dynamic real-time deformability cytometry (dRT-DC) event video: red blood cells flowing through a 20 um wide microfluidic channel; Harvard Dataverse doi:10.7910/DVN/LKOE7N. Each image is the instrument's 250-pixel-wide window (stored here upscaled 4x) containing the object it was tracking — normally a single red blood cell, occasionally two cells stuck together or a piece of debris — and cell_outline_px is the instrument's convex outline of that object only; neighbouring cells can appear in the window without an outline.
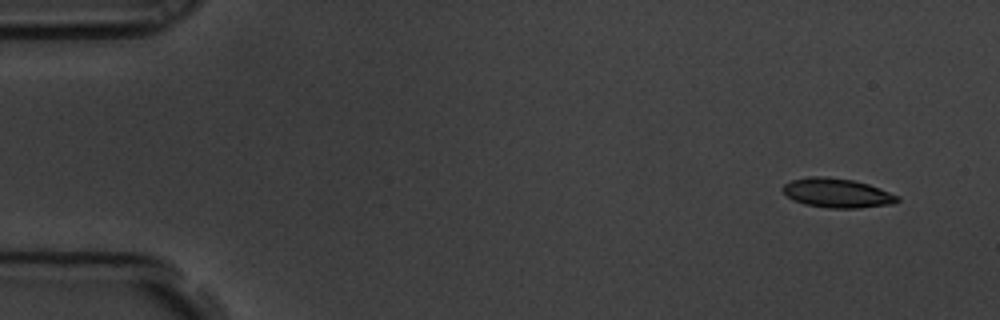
{"species": "common noctule bat (a hibernating species)", "species_latin": "Nyctalus noctula", "temperature_condition": "room temperature", "stored_images_in_passage": 5, "camera_frame_rate_fps": 3000, "um_per_image_px": 0.085, "animal": {"sex": "male", "body_mass_g": 19.5, "forearm_length_mm": 54.6}, "frame": {"image": 1, "passage_image": 1, "time_ms": 0.0, "image_size_px": [1000, 320], "cell_outline_px": [[900, 200], [892, 204], [860, 208], [828, 208], [804, 204], [792, 200], [784, 192], [784, 184], [792, 180], [808, 176], [824, 176], [852, 180], [868, 184], [880, 188], [900, 196]], "centroid_in_image_um": [71.18, 16.41], "position_along_channel_um": 13.8, "area_um2": 19.59}}